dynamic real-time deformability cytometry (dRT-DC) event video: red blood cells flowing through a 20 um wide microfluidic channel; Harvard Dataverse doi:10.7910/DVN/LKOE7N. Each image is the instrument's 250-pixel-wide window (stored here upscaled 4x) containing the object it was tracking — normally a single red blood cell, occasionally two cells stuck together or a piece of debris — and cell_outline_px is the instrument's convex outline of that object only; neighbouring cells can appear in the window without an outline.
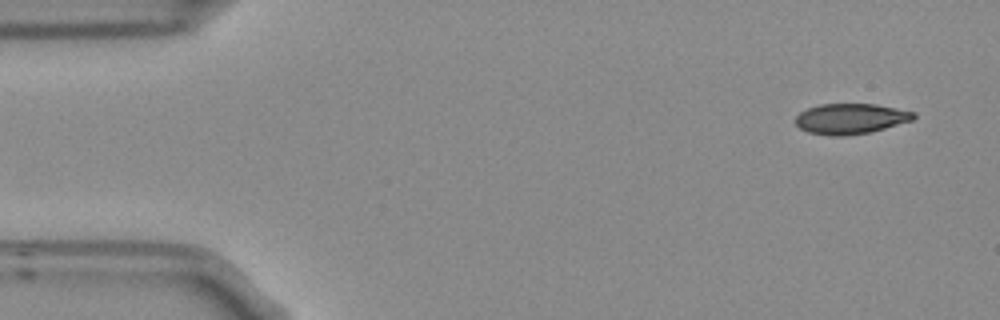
{"species": "Egyptian fruit bat (a non-hibernating species)", "species_latin": "Rousettus aegyptiacus", "temperature_condition": "room temperature", "stored_images_in_passage": 4, "camera_frame_rate_fps": 3000, "um_per_image_px": 0.085, "frame": {"image": 1, "passage_image": 1, "time_ms": 0.0, "image_size_px": [1000, 320], "cell_outline_px": [[916, 116], [912, 120], [884, 128], [868, 132], [844, 136], [832, 136], [808, 132], [800, 128], [796, 124], [796, 116], [800, 112], [808, 108], [820, 104], [876, 104], [916, 112]], "centroid_in_image_um": [72.29, 10.08], "position_along_channel_um": 12.7, "area_um2": 20.81}}
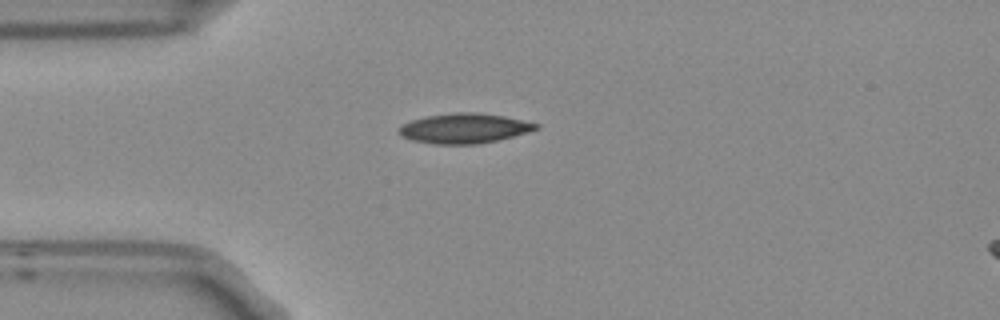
{"frame": {"image": 2, "passage_image": 3, "time_ms": 0.667, "image_size_px": [1000, 320], "cell_outline_px": [[540, 128], [512, 136], [496, 140], [476, 144], [432, 144], [412, 140], [400, 136], [396, 132], [396, 128], [400, 124], [424, 116], [456, 112], [480, 112], [504, 116], [540, 124]], "centroid_in_image_um": [39.38, 10.9], "position_along_channel_um": 45.6, "area_um2": 24.1}}